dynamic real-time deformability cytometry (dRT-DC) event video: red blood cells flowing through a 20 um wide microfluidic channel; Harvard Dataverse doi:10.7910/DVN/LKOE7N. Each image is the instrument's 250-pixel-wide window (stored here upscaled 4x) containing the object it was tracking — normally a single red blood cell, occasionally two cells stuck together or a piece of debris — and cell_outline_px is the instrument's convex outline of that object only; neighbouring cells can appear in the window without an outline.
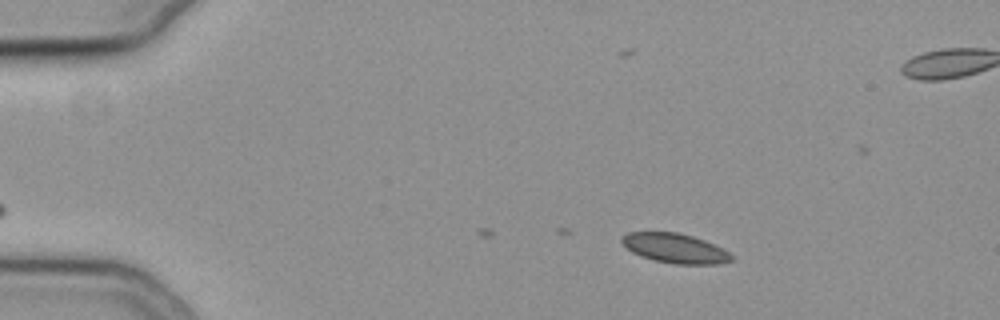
{"species": "common noctule bat (a hibernating species)", "species_latin": "Nyctalus noctula", "temperature_condition": "cold", "stored_images_in_passage": 29, "camera_frame_rate_fps": 3000, "um_per_image_px": 0.085, "animal": {"sex": "female", "body_mass_g": 19.3, "forearm_length_mm": 54.1}, "frame": {"image": 1, "passage_image": 1, "time_ms": 0.0, "image_size_px": [1000, 320], "cell_outline_px": [[732, 260], [720, 264], [676, 264], [652, 260], [640, 256], [632, 252], [620, 240], [620, 236], [628, 232], [676, 232], [692, 236], [704, 240], [724, 248], [732, 256]], "centroid_in_image_um": [57.36, 21.1], "position_along_channel_um": 27.6, "area_um2": 18.96}}
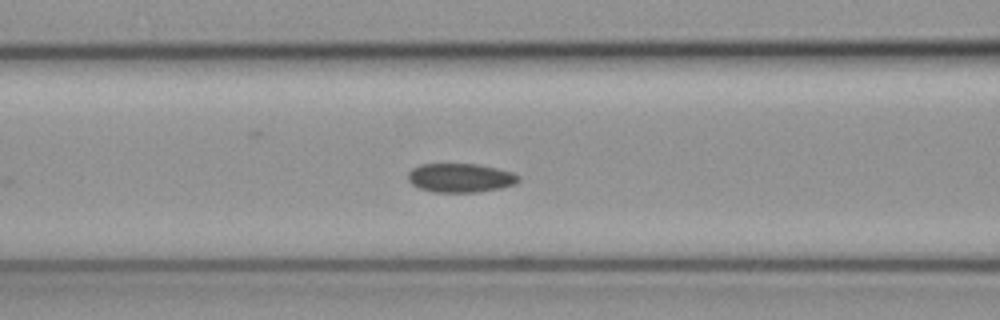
{"frame": {"image": 2, "passage_image": 15, "time_ms": 4.667, "image_size_px": [1000, 320], "cell_outline_px": [[520, 180], [516, 184], [500, 188], [476, 192], [432, 192], [420, 188], [412, 184], [408, 180], [408, 172], [412, 168], [420, 164], [476, 164], [496, 168], [512, 172], [520, 176]], "centroid_in_image_um": [39.13, 15.11], "position_along_channel_um": 127.5, "area_um2": 18.67}}
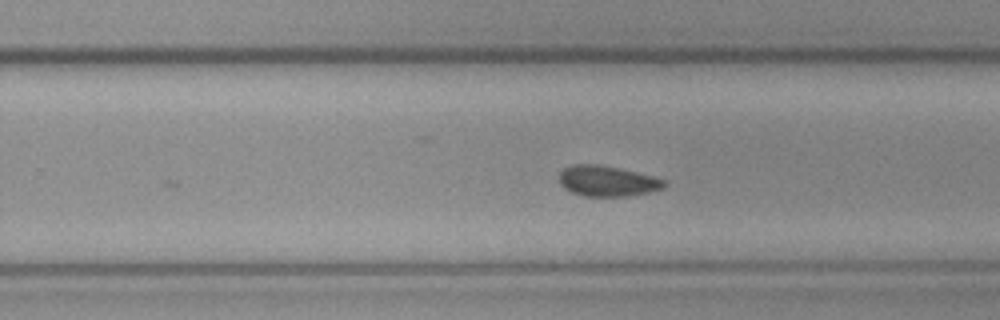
{"frame": {"image": 3, "passage_image": 27, "time_ms": 8.667, "image_size_px": [1000, 320], "cell_outline_px": [[668, 184], [664, 188], [652, 192], [628, 196], [584, 196], [572, 192], [564, 188], [560, 184], [560, 172], [564, 168], [572, 164], [596, 164], [636, 172], [668, 180]], "centroid_in_image_um": [51.66, 15.4], "position_along_channel_um": 278.1, "area_um2": 18.79}}